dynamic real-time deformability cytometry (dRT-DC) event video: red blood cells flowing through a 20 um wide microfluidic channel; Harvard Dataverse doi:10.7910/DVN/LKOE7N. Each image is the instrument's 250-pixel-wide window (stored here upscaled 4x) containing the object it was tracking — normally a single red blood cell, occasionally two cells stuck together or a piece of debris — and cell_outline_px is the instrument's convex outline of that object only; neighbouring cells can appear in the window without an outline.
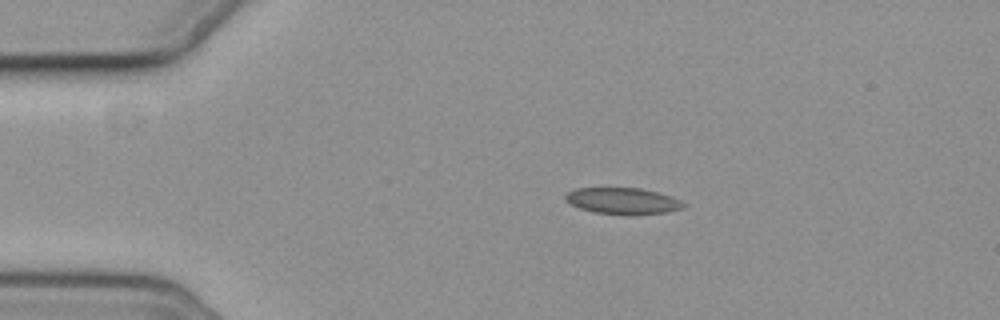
{"species": "common noctule bat (a hibernating species)", "species_latin": "Nyctalus noctula", "temperature_condition": "cold", "stored_images_in_passage": 5, "camera_frame_rate_fps": 3000, "um_per_image_px": 0.085, "animal": {"sex": "female", "body_mass_g": 19.3, "forearm_length_mm": 54.1}, "frame": {"image": 1, "passage_image": 3, "time_ms": 2.333, "image_size_px": [1000, 320], "cell_outline_px": [[684, 204], [680, 208], [668, 212], [596, 212], [580, 208], [564, 200], [564, 196], [568, 192], [576, 188], [640, 188], [656, 192], [680, 200]], "centroid_in_image_um": [52.85, 17.02], "position_along_channel_um": 32.2, "area_um2": 16.99}}
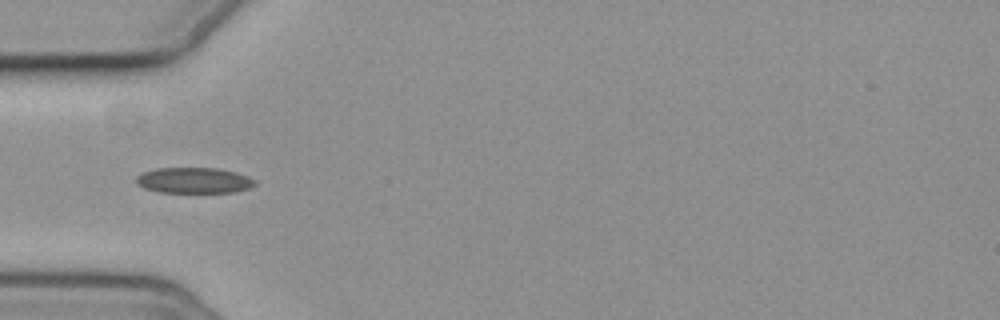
{"frame": {"image": 2, "passage_image": 5, "time_ms": 4.667, "image_size_px": [1000, 320], "cell_outline_px": [[256, 184], [248, 188], [232, 192], [160, 192], [144, 188], [136, 184], [136, 176], [144, 172], [156, 168], [216, 168], [236, 172], [248, 176], [256, 180]], "centroid_in_image_um": [16.48, 15.33], "position_along_channel_um": 68.5, "area_um2": 17.74}}